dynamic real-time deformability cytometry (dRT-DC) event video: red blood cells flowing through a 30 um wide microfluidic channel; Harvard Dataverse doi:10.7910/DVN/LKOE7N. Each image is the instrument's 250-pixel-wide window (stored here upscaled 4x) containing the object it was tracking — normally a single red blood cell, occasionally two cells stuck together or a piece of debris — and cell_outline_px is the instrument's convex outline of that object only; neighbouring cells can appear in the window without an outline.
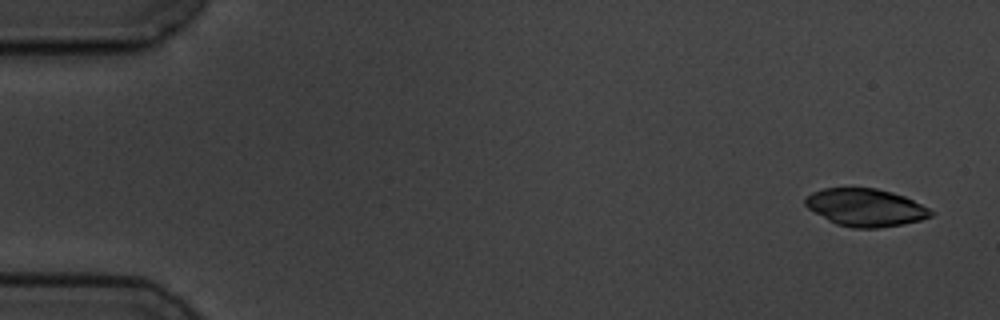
{"species": "common noctule bat (a hibernating species)", "species_latin": "Nyctalus noctula", "temperature_condition": "cold", "stored_images_in_passage": 5, "camera_frame_rate_fps": 3000, "um_per_image_px": 0.085, "animal": {"sex": "male", "body_mass_g": 19.5, "forearm_length_mm": 54.6}, "frame": {"image": 1, "passage_image": 1, "time_ms": 0.0, "image_size_px": [1000, 320], "cell_outline_px": [[936, 212], [932, 216], [920, 220], [904, 224], [876, 228], [852, 228], [836, 224], [828, 220], [808, 208], [804, 204], [804, 200], [812, 192], [824, 188], [876, 188], [892, 192], [904, 196]], "centroid_in_image_um": [73.58, 17.64], "position_along_channel_um": 11.4, "area_um2": 27.46}}
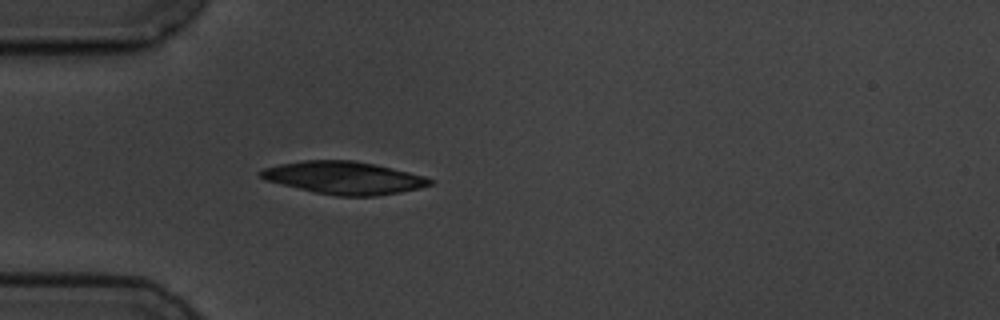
{"frame": {"image": 2, "passage_image": 5, "time_ms": 4.667, "image_size_px": [1000, 320], "cell_outline_px": [[432, 184], [420, 188], [400, 192], [376, 196], [336, 196], [316, 192], [264, 180], [260, 176], [260, 172], [264, 168], [280, 164], [304, 160], [356, 160], [408, 172], [424, 176], [432, 180]], "centroid_in_image_um": [29.24, 15.11], "position_along_channel_um": 55.8, "area_um2": 31.85}}